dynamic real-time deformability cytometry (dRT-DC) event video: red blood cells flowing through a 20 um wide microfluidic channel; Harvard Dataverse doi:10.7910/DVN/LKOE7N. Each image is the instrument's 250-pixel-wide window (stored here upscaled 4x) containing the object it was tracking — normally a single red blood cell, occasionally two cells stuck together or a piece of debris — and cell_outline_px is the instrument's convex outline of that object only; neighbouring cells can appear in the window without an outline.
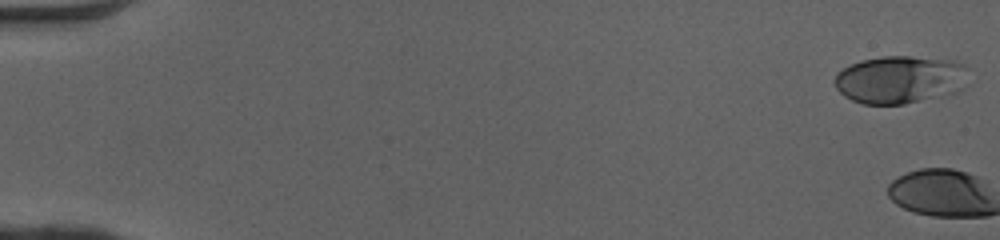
{"species": "human", "species_latin": "Homo sapiens", "temperature_condition": "cold", "stored_images_in_passage": 3, "camera_frame_rate_fps": 3000, "um_per_image_px": 0.085, "donor": {"sex": "female"}, "frame": {"image": 1, "passage_image": 1, "time_ms": 0.0, "image_size_px": [1000, 240], "cell_outline_px": [[972, 84], [956, 92], [904, 104], [864, 104], [852, 100], [844, 96], [836, 88], [836, 72], [860, 60], [880, 56], [912, 56], [952, 60], [964, 64], [968, 68]], "centroid_in_image_um": [76.59, 6.75], "position_along_channel_um": 8.4, "area_um2": 37.86}}